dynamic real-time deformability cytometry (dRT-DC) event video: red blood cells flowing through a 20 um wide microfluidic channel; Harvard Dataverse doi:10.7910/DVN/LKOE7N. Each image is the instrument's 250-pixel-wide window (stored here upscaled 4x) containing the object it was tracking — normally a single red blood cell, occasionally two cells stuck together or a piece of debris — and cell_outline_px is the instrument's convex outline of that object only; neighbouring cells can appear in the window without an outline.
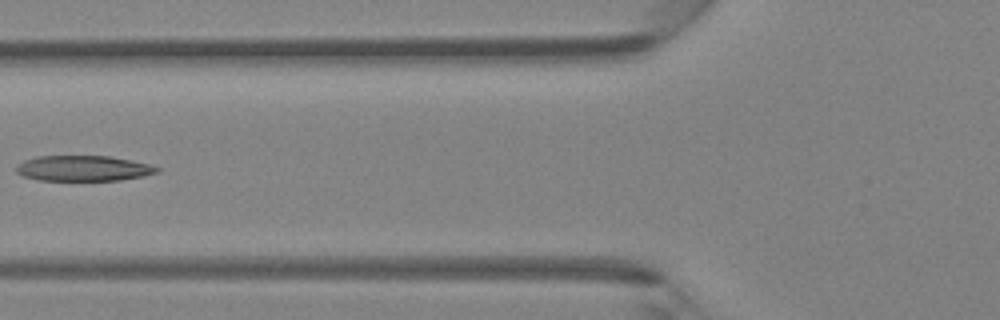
{"species": "Egyptian fruit bat (a non-hibernating species)", "species_latin": "Rousettus aegyptiacus", "temperature_condition": "room temperature", "stored_images_in_passage": 5, "camera_frame_rate_fps": 3000, "um_per_image_px": 0.085, "animal": {"sex": "female"}, "frame": {"image": 1, "passage_image": 5, "time_ms": 5.0, "image_size_px": [1000, 320], "cell_outline_px": [[160, 172], [144, 176], [120, 180], [36, 180], [20, 176], [16, 172], [16, 164], [24, 160], [36, 156], [108, 156], [148, 164], [160, 168]], "centroid_in_image_um": [7.02, 14.31], "position_along_channel_um": 118.8, "area_um2": 20.98}}